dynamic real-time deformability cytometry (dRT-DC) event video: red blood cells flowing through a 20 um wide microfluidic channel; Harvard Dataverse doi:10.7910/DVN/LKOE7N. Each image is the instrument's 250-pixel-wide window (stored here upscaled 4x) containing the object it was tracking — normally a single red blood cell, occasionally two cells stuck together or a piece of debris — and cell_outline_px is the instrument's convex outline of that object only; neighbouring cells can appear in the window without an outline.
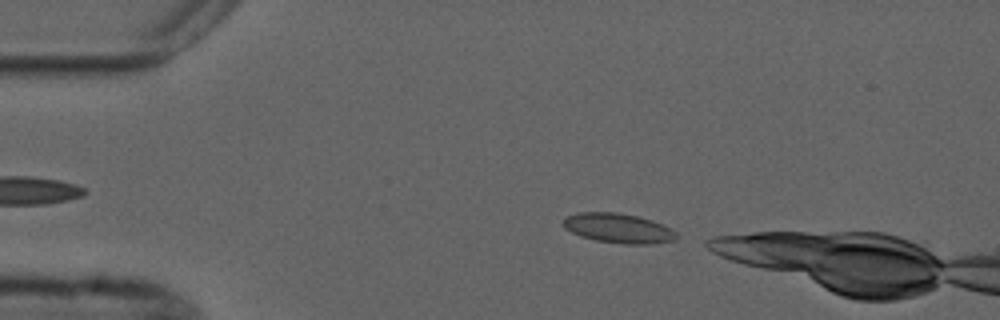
{"species": "common noctule bat (a hibernating species)", "species_latin": "Nyctalus noctula", "temperature_condition": "cold", "stored_images_in_passage": 5, "camera_frame_rate_fps": 3000, "um_per_image_px": 0.085, "animal": {"sex": "male", "forearm_length_mm": 52.5}, "frame": {"image": 1, "passage_image": 5, "time_ms": 4.667, "image_size_px": [1000, 320], "cell_outline_px": [[676, 240], [648, 244], [624, 244], [596, 240], [580, 236], [564, 228], [560, 220], [568, 216], [580, 212], [616, 212], [636, 216], [652, 220], [672, 228], [676, 232]], "centroid_in_image_um": [52.54, 19.39], "position_along_channel_um": 32.5, "area_um2": 19.59}}